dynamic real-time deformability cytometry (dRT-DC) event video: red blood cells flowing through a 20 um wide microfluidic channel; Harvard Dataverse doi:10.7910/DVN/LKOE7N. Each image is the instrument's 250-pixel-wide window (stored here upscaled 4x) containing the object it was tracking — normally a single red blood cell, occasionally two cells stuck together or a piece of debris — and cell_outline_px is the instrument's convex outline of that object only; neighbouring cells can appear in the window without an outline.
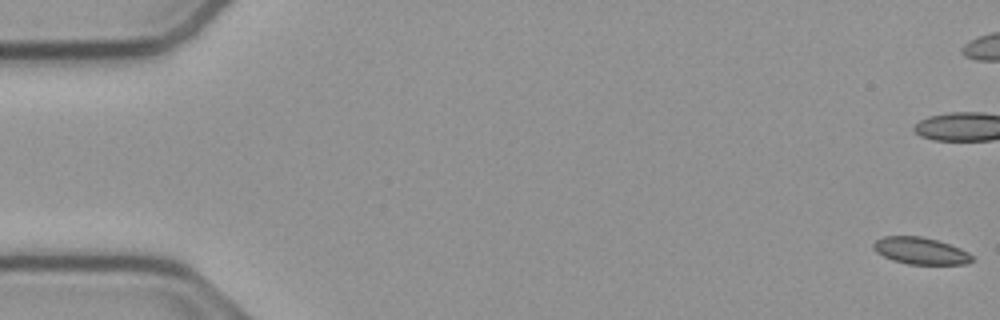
{"species": "common noctule bat (a hibernating species)", "species_latin": "Nyctalus noctula", "temperature_condition": "cold", "stored_images_in_passage": 56, "camera_frame_rate_fps": 3000, "um_per_image_px": 0.085, "animal": {"sex": "male", "body_mass_g": 23.1, "forearm_length_mm": 52.7}, "frame": {"image": 1, "passage_image": 1, "time_ms": 0.0, "image_size_px": [1000, 320], "cell_outline_px": [[976, 260], [964, 264], [908, 264], [892, 260], [876, 252], [872, 248], [872, 244], [876, 240], [884, 236], [920, 236], [936, 240], [960, 248], [968, 252]], "centroid_in_image_um": [78.23, 21.32], "position_along_channel_um": 6.8, "area_um2": 15.43}, "authors_computed_cell_mechanics": {"area_um2": 15.9528, "velocity_mm_per_s": 3.7806, "shape_relaxation_time_tau1_ms": 6.9591, "shape_relaxation_time_tau2_ms": 3.7951, "deformation_change_tau1": 0.0979, "deformation_change_tau2": 0.0811}}